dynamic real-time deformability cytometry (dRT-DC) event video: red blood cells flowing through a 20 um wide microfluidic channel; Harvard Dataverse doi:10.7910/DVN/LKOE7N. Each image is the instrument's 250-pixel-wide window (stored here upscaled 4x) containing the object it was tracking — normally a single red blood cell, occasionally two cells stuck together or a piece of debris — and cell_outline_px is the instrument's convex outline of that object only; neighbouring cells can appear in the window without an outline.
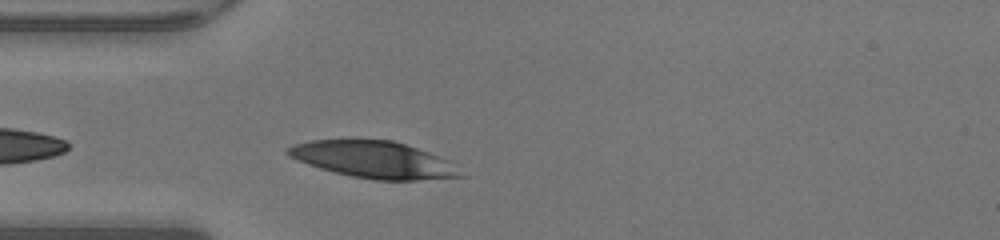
{"species": "human", "species_latin": "Homo sapiens", "temperature_condition": "warm", "stored_images_in_passage": 25, "camera_frame_rate_fps": 3000, "um_per_image_px": 0.085, "donor": {"sex": "male"}, "frame": {"image": 1, "passage_image": 2, "time_ms": 0.333, "image_size_px": [1000, 240], "cell_outline_px": [[468, 176], [416, 180], [376, 180], [352, 176], [320, 168], [308, 164], [288, 156], [284, 152], [288, 148], [296, 144], [312, 140], [392, 140], [416, 148], [448, 160]], "centroid_in_image_um": [31.79, 13.58], "position_along_channel_um": 53.2, "area_um2": 36.53}}
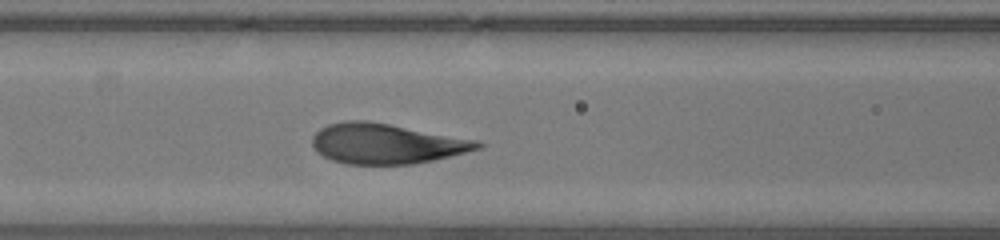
{"frame": {"image": 2, "passage_image": 8, "time_ms": 2.333, "image_size_px": [1000, 240], "cell_outline_px": [[484, 144], [480, 148], [432, 160], [412, 164], [344, 164], [332, 160], [316, 152], [312, 144], [312, 136], [320, 128], [328, 124], [344, 120], [368, 120], [476, 140]], "centroid_in_image_um": [32.76, 12.2], "position_along_channel_um": 133.8, "area_um2": 38.49}}
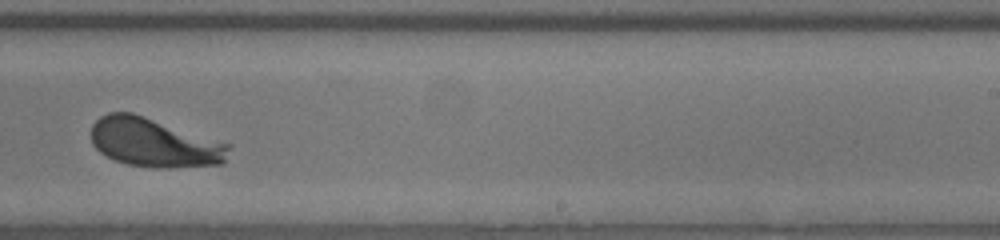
{"frame": {"image": 3, "passage_image": 18, "time_ms": 5.667, "image_size_px": [1000, 240], "cell_outline_px": [[232, 144], [224, 164], [168, 168], [156, 168], [128, 164], [116, 160], [100, 152], [92, 144], [92, 124], [100, 116], [108, 112], [132, 112]], "centroid_in_image_um": [13.14, 12.12], "position_along_channel_um": 275.9, "area_um2": 39.42}}